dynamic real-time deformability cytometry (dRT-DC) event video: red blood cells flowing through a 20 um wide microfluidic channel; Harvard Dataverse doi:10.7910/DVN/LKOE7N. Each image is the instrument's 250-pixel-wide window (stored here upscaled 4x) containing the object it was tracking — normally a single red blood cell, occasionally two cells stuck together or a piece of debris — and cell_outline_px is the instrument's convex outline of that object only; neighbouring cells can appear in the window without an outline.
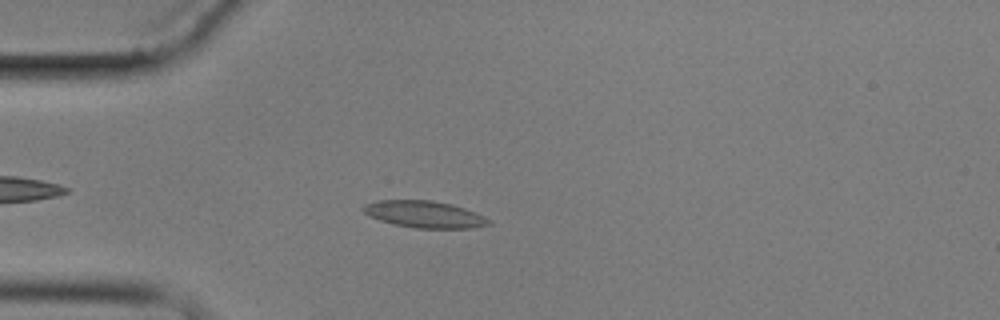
{"species": "common noctule bat (a hibernating species)", "species_latin": "Nyctalus noctula", "temperature_condition": "cold", "stored_images_in_passage": 6, "camera_frame_rate_fps": 3000, "um_per_image_px": 0.085, "animal": {"sex": "male", "body_mass_g": 17.9}, "frame": {"image": 1, "passage_image": 6, "time_ms": 5.667, "image_size_px": [1000, 320], "cell_outline_px": [[492, 224], [472, 228], [416, 228], [396, 224], [380, 220], [364, 212], [360, 208], [364, 204], [376, 200], [432, 200], [452, 204], [476, 212], [492, 220]], "centroid_in_image_um": [36.11, 18.21], "position_along_channel_um": 48.9, "area_um2": 19.65}}